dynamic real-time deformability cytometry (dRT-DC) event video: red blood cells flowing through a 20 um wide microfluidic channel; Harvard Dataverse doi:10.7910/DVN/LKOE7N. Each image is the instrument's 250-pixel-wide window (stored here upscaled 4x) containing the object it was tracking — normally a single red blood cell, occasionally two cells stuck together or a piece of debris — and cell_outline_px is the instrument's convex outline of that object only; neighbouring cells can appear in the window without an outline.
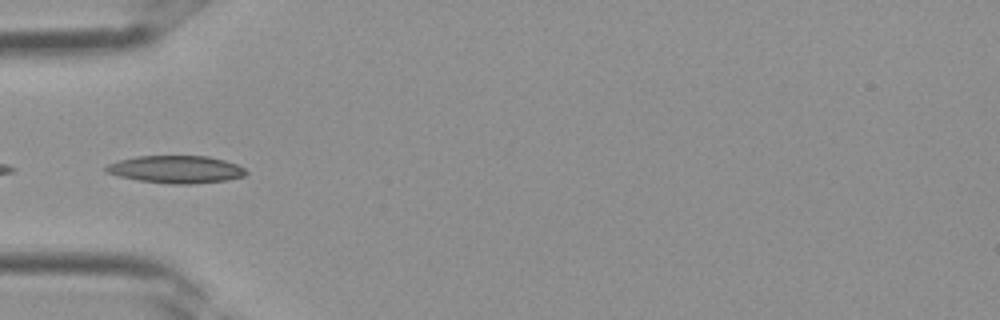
{"species": "Egyptian fruit bat (a non-hibernating species)", "species_latin": "Rousettus aegyptiacus", "temperature_condition": "room temperature", "stored_images_in_passage": 25, "camera_frame_rate_fps": 3000, "um_per_image_px": 0.085, "frame": {"image": 1, "passage_image": 1, "time_ms": 0.0, "image_size_px": [1000, 320], "cell_outline_px": [[248, 172], [244, 176], [224, 180], [192, 184], [172, 184], [140, 180], [120, 176], [104, 172], [104, 168], [108, 164], [120, 160], [136, 156], [208, 156], [224, 160], [236, 164], [244, 168]], "centroid_in_image_um": [14.96, 14.39], "position_along_channel_um": 70.0, "area_um2": 22.25}}
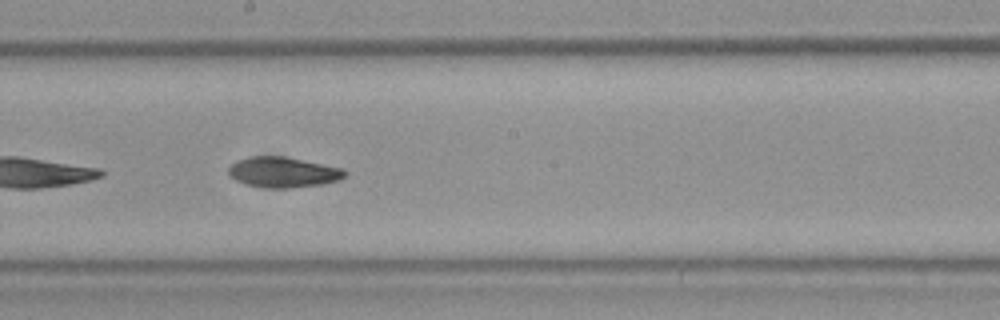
{"frame": {"image": 2, "passage_image": 9, "time_ms": 2.667, "image_size_px": [1000, 320], "cell_outline_px": [[348, 172], [340, 180], [320, 184], [288, 188], [264, 188], [248, 184], [236, 180], [228, 176], [228, 164], [236, 160], [252, 156], [284, 156], [344, 168]], "centroid_in_image_um": [24.04, 14.63], "position_along_channel_um": 224.2, "area_um2": 20.81}}
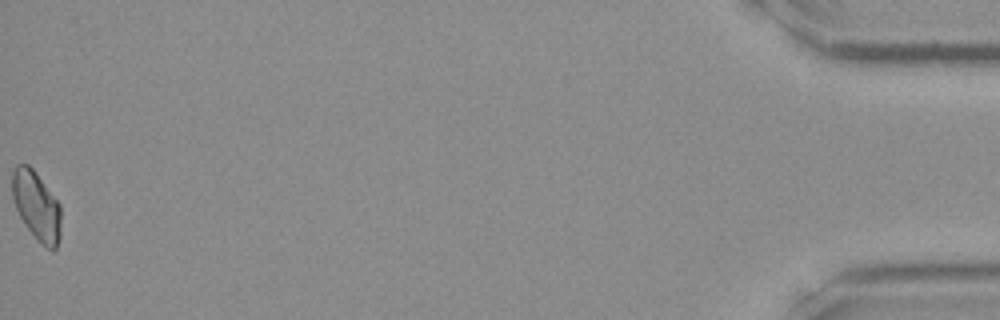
{"frame": {"image": 3, "passage_image": 25, "time_ms": 8.0, "image_size_px": [1000, 320], "cell_outline_px": [[60, 236], [56, 248], [52, 252], [36, 240], [20, 216], [16, 208], [12, 196], [12, 172], [16, 164], [28, 164], [36, 172], [60, 204]], "centroid_in_image_um": [3.1, 17.5], "position_along_channel_um": 432.1, "area_um2": 19.59}}